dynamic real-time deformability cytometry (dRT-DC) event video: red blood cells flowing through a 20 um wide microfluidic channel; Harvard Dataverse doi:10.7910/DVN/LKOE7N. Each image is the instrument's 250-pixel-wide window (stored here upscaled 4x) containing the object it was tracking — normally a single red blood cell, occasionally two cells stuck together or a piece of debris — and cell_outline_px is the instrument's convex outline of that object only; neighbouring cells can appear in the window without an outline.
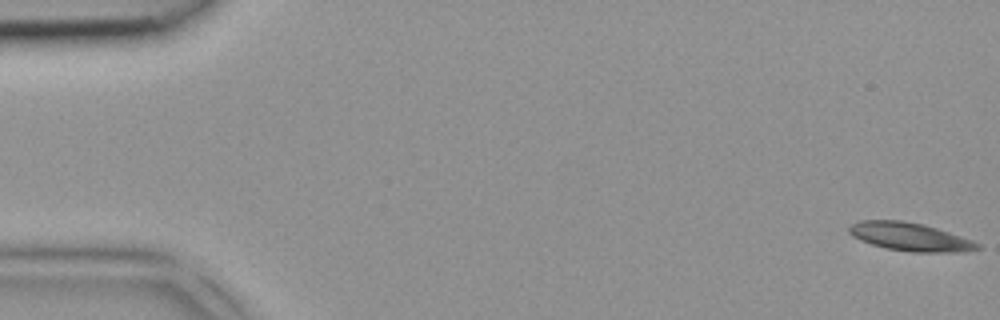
{"species": "common noctule bat (a hibernating species)", "species_latin": "Nyctalus noctula", "temperature_condition": "room temperature", "stored_images_in_passage": 4, "camera_frame_rate_fps": 3000, "um_per_image_px": 0.085, "animal": {"sex": "female", "body_mass_g": 18.4}, "frame": {"image": 1, "passage_image": 1, "time_ms": 0.0, "image_size_px": [1000, 320], "cell_outline_px": [[980, 248], [964, 252], [912, 252], [888, 248], [872, 244], [860, 240], [852, 236], [848, 232], [848, 228], [852, 224], [860, 220], [900, 220], [924, 224], [972, 240], [980, 244]], "centroid_in_image_um": [77.34, 20.12], "position_along_channel_um": 7.7, "area_um2": 20.98}}